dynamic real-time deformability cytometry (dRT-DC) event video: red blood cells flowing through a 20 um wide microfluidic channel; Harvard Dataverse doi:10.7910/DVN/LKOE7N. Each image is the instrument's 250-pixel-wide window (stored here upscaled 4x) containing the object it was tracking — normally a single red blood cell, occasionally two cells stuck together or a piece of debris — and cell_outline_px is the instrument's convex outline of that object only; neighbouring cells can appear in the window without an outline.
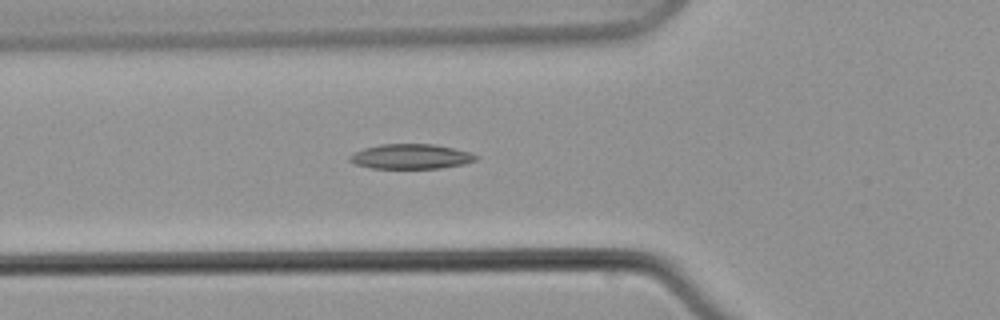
{"species": "common noctule bat (a hibernating species)", "species_latin": "Nyctalus noctula", "temperature_condition": "warm", "stored_images_in_passage": 7, "camera_frame_rate_fps": 3000, "um_per_image_px": 0.085, "animal": {"sex": "male", "body_mass_g": 21.5, "forearm_length_mm": 52.0}, "frame": {"image": 1, "passage_image": 3, "time_ms": 2.667, "image_size_px": [1000, 320], "cell_outline_px": [[480, 156], [476, 160], [464, 164], [440, 168], [372, 168], [356, 164], [348, 160], [348, 156], [364, 148], [380, 144], [436, 144], [468, 152]], "centroid_in_image_um": [34.93, 13.3], "position_along_channel_um": 90.9, "area_um2": 18.21}}
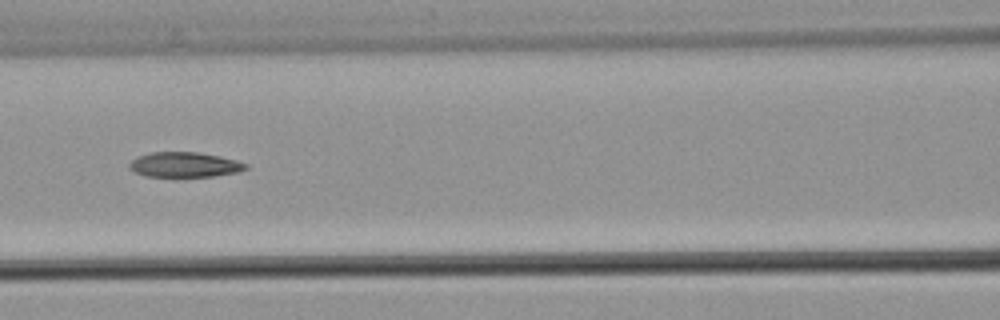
{"frame": {"image": 2, "passage_image": 5, "time_ms": 5.0, "image_size_px": [1000, 320], "cell_outline_px": [[248, 168], [236, 172], [212, 176], [144, 176], [128, 168], [128, 164], [136, 156], [152, 152], [196, 152], [220, 156], [236, 160], [248, 164]], "centroid_in_image_um": [15.66, 13.99], "position_along_channel_um": 150.9, "area_um2": 16.88}}